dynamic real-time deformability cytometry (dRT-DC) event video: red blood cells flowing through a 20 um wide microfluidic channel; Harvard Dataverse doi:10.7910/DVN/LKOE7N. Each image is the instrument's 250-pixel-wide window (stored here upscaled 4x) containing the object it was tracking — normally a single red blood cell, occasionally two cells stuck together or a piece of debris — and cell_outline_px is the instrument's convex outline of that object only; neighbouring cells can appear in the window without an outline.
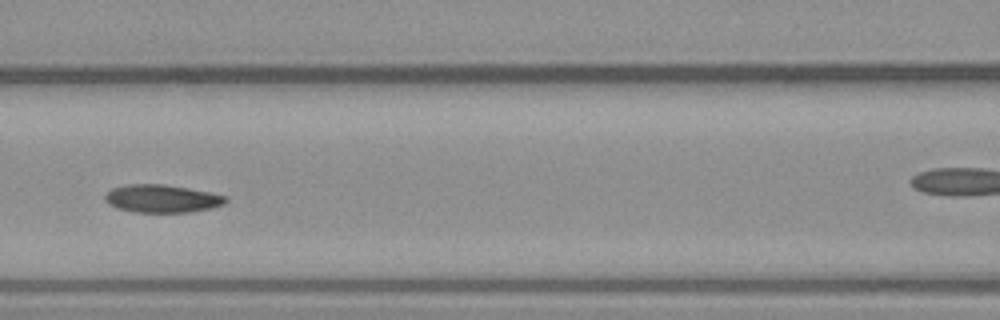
{"species": "common noctule bat (a hibernating species)", "species_latin": "Nyctalus noctula", "temperature_condition": "warm", "stored_images_in_passage": 7, "segment_of_instrument_passage": [1, 2], "camera_frame_rate_fps": 3000, "um_per_image_px": 0.085, "animal": {"sex": "male", "body_mass_g": 23.1, "forearm_length_mm": 52.7}, "frame": {"image": 1, "passage_image": 6, "time_ms": 5.667, "image_size_px": [1000, 320], "cell_outline_px": [[228, 200], [224, 204], [212, 208], [192, 212], [136, 212], [116, 208], [108, 204], [104, 200], [104, 196], [112, 188], [128, 184], [164, 184], [188, 188], [228, 196]], "centroid_in_image_um": [13.77, 16.88], "position_along_channel_um": 152.8, "area_um2": 19.71}}